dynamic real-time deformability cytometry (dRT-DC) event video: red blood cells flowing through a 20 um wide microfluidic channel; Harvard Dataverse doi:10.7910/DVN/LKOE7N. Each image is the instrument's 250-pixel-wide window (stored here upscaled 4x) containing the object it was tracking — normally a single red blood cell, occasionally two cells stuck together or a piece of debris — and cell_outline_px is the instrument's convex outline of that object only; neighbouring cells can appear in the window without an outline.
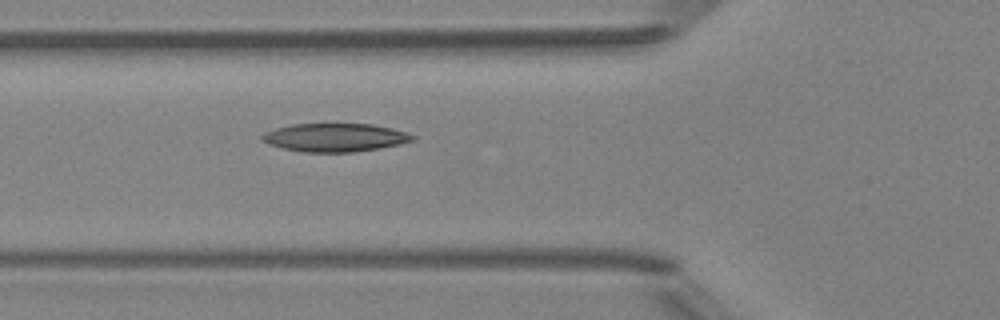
{"species": "Egyptian fruit bat (a non-hibernating species)", "species_latin": "Rousettus aegyptiacus", "temperature_condition": "room temperature", "stored_images_in_passage": 7, "camera_frame_rate_fps": 3000, "um_per_image_px": 0.085, "animal": {"sex": "female"}, "frame": {"image": 1, "passage_image": 6, "time_ms": 5.667, "image_size_px": [1000, 320], "cell_outline_px": [[416, 136], [412, 140], [396, 144], [376, 148], [352, 152], [304, 152], [284, 148], [268, 144], [260, 140], [260, 136], [264, 132], [276, 128], [292, 124], [372, 124], [392, 128], [408, 132]], "centroid_in_image_um": [28.42, 11.68], "position_along_channel_um": 97.4, "area_um2": 24.62}}